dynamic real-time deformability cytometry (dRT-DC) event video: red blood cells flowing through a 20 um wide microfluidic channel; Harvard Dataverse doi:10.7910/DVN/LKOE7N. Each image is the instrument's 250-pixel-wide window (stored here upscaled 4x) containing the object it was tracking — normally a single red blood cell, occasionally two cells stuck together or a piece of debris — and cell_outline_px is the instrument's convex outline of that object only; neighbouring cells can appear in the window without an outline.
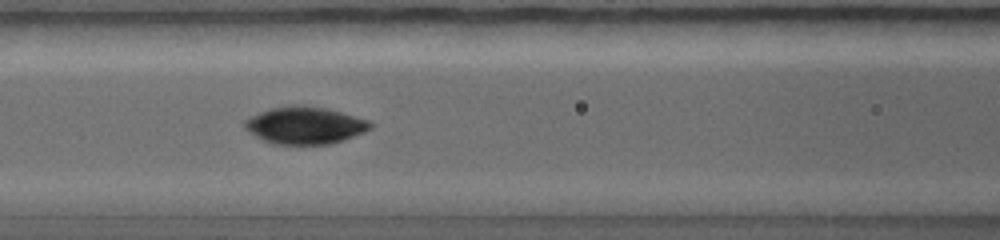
{"species": "common noctule bat (a hibernating species)", "species_latin": "Nyctalus noctula", "temperature_condition": "warm", "stored_images_in_passage": 12, "camera_frame_rate_fps": 5000, "um_per_image_px": 0.085, "animal": {"sex": "female", "body_mass_g": 19.0, "forearm_length_mm": 56.7}, "frame": {"image": 1, "passage_image": 12, "time_ms": 3.0, "image_size_px": [1000, 240], "cell_outline_px": [[372, 124], [368, 128], [360, 132], [340, 140], [328, 144], [276, 144], [260, 136], [248, 128], [244, 124], [252, 116], [260, 112], [272, 108], [288, 104], [300, 104], [328, 108], [368, 120]], "centroid_in_image_um": [25.94, 10.61], "position_along_channel_um": 140.7, "area_um2": 26.24}}